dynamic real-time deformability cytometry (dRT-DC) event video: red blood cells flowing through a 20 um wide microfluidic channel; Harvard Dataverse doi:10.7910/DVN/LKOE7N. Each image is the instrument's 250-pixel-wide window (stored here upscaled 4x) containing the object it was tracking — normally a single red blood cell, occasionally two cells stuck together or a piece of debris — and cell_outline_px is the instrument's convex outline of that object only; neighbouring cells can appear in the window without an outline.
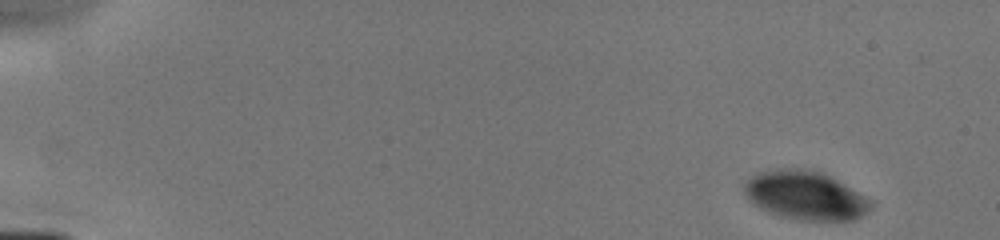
{"species": "human", "species_latin": "Homo sapiens", "temperature_condition": "cold", "stored_images_in_passage": 6, "camera_frame_rate_fps": 3000, "um_per_image_px": 0.085, "donor": {"sex": "male"}, "frame": {"image": 1, "passage_image": 1, "time_ms": 0.0, "image_size_px": [1000, 240], "cell_outline_px": [[872, 208], [868, 212], [856, 220], [800, 220], [780, 216], [768, 212], [752, 204], [748, 200], [740, 184], [756, 172], [776, 168], [800, 168], [824, 172], [872, 200]], "centroid_in_image_um": [68.41, 16.6], "position_along_channel_um": 16.6, "area_um2": 36.59}}
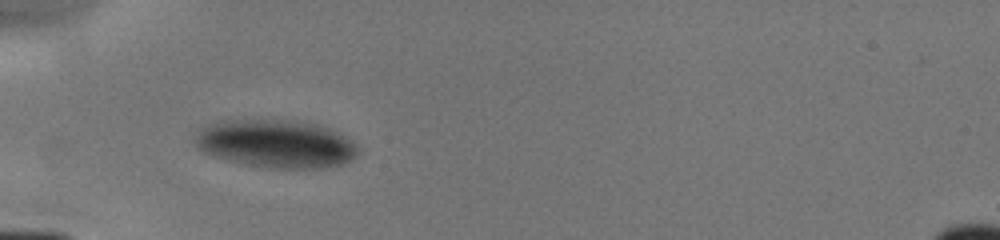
{"frame": {"image": 2, "passage_image": 4, "time_ms": 4.333, "image_size_px": [1000, 240], "cell_outline_px": [[360, 144], [356, 156], [352, 160], [344, 164], [324, 168], [268, 168], [248, 164], [216, 156], [204, 152], [196, 144], [196, 136], [200, 128], [216, 120], [304, 120], [340, 132]], "centroid_in_image_um": [23.55, 12.2], "position_along_channel_um": 61.4, "area_um2": 45.95}}
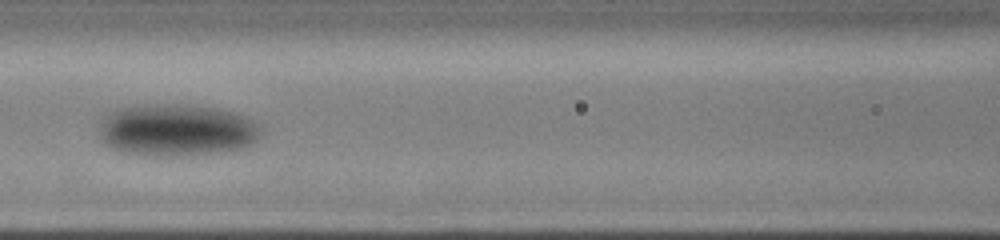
{"frame": {"image": 3, "passage_image": 6, "time_ms": 6.667, "image_size_px": [1000, 240], "cell_outline_px": [[264, 132], [256, 140], [240, 148], [216, 152], [176, 156], [156, 156], [120, 152], [112, 148], [100, 140], [100, 124], [104, 116], [108, 112], [120, 108], [144, 104], [188, 104], [212, 108], [232, 112], [256, 120], [264, 128]], "centroid_in_image_um": [15.01, 11.05], "position_along_channel_um": 151.6, "area_um2": 49.48}}